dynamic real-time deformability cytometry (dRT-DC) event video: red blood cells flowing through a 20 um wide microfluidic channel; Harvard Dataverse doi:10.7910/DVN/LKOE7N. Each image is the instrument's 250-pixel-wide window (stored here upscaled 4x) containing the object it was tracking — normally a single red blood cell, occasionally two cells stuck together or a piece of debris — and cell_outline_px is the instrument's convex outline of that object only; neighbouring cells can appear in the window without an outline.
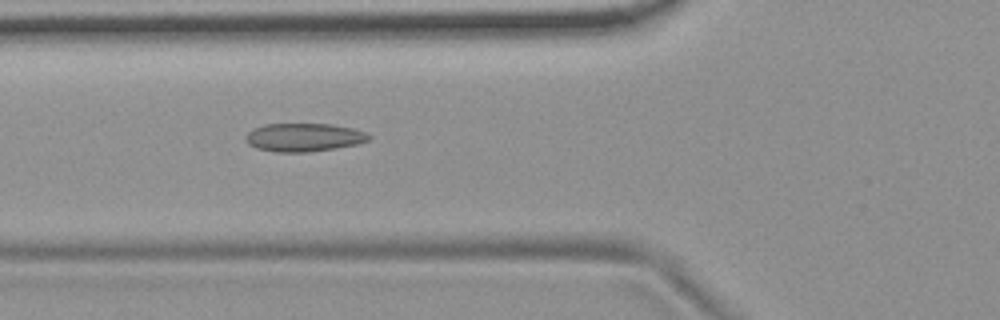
{"species": "common noctule bat (a hibernating species)", "species_latin": "Nyctalus noctula", "temperature_condition": "room temperature", "stored_images_in_passage": 6, "camera_frame_rate_fps": 3000, "um_per_image_px": 0.085, "animal": {"sex": "female", "body_mass_g": 19.9}, "frame": {"image": 1, "passage_image": 6, "time_ms": 1.667, "image_size_px": [1000, 320], "cell_outline_px": [[372, 136], [368, 140], [356, 144], [336, 148], [308, 152], [276, 152], [256, 148], [248, 144], [244, 136], [252, 128], [264, 124], [332, 124], [352, 128], [364, 132]], "centroid_in_image_um": [25.79, 11.67], "position_along_channel_um": 100.0, "area_um2": 20.35}}